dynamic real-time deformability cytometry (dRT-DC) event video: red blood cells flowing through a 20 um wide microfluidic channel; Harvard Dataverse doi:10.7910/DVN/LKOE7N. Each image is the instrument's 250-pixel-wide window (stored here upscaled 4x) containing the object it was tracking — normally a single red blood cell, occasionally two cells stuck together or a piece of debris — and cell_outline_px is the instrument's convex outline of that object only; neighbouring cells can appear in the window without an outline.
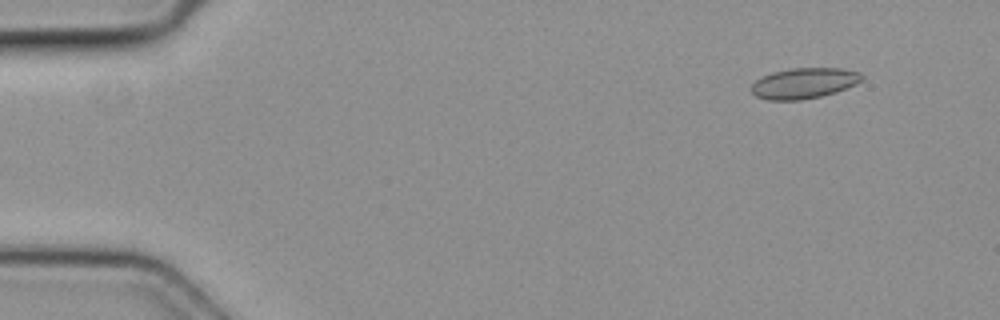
{"species": "common noctule bat (a hibernating species)", "species_latin": "Nyctalus noctula", "temperature_condition": "cold", "stored_images_in_passage": 2, "camera_frame_rate_fps": 3000, "um_per_image_px": 0.085, "animal": {"sex": "female", "body_mass_g": 19.3, "forearm_length_mm": 54.1}, "frame": {"image": 1, "passage_image": 2, "time_ms": 0.333, "image_size_px": [1000, 320], "cell_outline_px": [[864, 80], [856, 84], [836, 92], [820, 96], [800, 100], [768, 100], [756, 96], [752, 92], [752, 84], [756, 80], [772, 72], [788, 68], [844, 68], [860, 72], [864, 76]], "centroid_in_image_um": [68.38, 7.06], "position_along_channel_um": 16.6, "area_um2": 19.83}}